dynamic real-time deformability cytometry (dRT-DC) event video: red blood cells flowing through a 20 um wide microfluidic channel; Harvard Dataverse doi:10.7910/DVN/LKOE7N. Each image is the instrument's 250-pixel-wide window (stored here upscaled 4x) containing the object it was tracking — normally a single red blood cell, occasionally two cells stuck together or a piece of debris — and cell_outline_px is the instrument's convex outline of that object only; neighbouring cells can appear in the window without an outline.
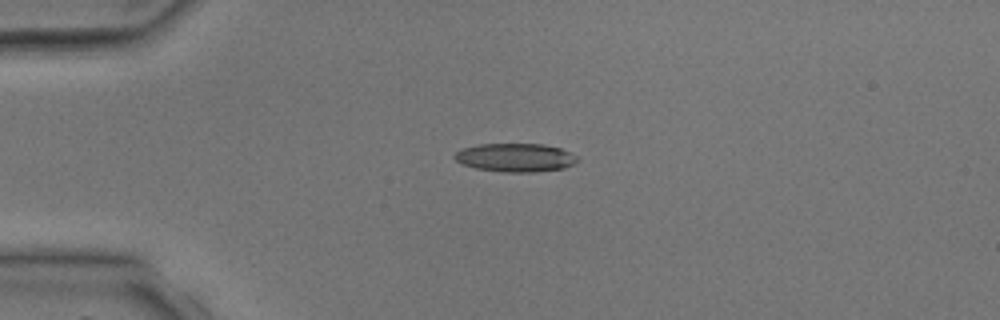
{"species": "common noctule bat (a hibernating species)", "species_latin": "Nyctalus noctula", "temperature_condition": "room temperature", "stored_images_in_passage": 2, "camera_frame_rate_fps": 3000, "um_per_image_px": 0.085, "animal": {"sex": "male", "body_mass_g": 17.9, "forearm_length_mm": 54.2}, "frame": {"image": 1, "passage_image": 2, "time_ms": 1.333, "image_size_px": [1000, 320], "cell_outline_px": [[580, 160], [564, 168], [536, 172], [504, 172], [476, 168], [464, 164], [456, 160], [452, 156], [460, 148], [480, 144], [544, 144], [560, 148], [576, 156]], "centroid_in_image_um": [43.8, 13.39], "position_along_channel_um": 41.2, "area_um2": 20.35}}